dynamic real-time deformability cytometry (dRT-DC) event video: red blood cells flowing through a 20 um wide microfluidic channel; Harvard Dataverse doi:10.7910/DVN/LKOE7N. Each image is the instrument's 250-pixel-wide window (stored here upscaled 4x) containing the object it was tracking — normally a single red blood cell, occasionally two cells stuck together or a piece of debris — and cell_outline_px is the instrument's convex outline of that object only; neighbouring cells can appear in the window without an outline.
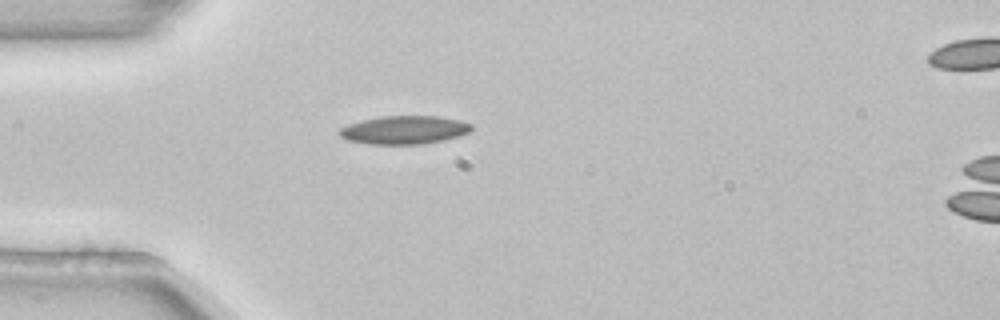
{"species": "common noctule bat (a hibernating species)", "species_latin": "Nyctalus noctula", "temperature_condition": "room temperature", "stored_images_in_passage": 2, "camera_frame_rate_fps": 3000, "um_per_image_px": 0.085, "animal": {"sex": "female", "body_mass_g": 22.7, "forearm_length_mm": 54.2}, "frame": {"image": 1, "passage_image": 1, "time_ms": 0.0, "image_size_px": [1000, 320], "cell_outline_px": [[472, 128], [468, 132], [460, 136], [444, 140], [424, 144], [368, 144], [348, 140], [340, 136], [336, 132], [340, 128], [348, 124], [360, 120], [380, 116], [436, 116], [460, 120], [472, 124]], "centroid_in_image_um": [34.33, 11.04], "position_along_channel_um": 50.7, "area_um2": 21.96}}